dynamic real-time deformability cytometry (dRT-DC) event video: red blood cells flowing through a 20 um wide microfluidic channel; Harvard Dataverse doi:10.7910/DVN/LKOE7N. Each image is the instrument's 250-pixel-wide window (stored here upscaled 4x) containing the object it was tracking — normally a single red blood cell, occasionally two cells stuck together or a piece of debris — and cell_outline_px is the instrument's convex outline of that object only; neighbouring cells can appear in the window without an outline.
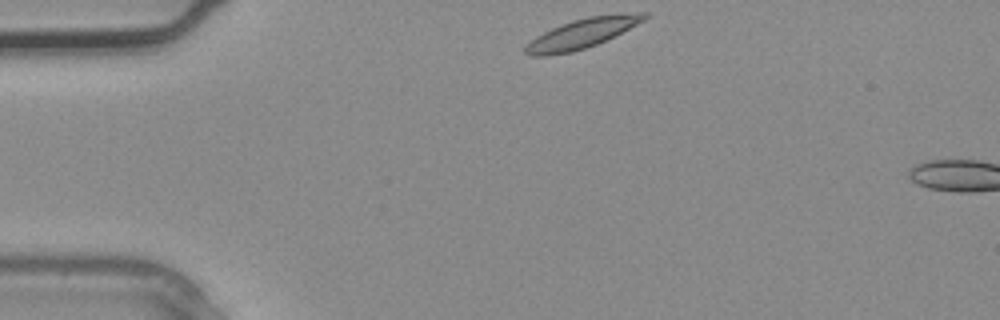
{"species": "common noctule bat (a hibernating species)", "species_latin": "Nyctalus noctula", "temperature_condition": "warm", "stored_images_in_passage": 2, "camera_frame_rate_fps": 3000, "um_per_image_px": 0.085, "animal": {"sex": "male", "body_mass_g": 20.4}, "frame": {"image": 1, "passage_image": 1, "time_ms": 0.0, "image_size_px": [1000, 320], "cell_outline_px": [[648, 16], [644, 20], [596, 44], [572, 52], [548, 56], [528, 56], [524, 52], [524, 44], [536, 36], [560, 24], [572, 20], [588, 16], [636, 12], [648, 12]], "centroid_in_image_um": [49.39, 2.85], "position_along_channel_um": 35.6, "area_um2": 20.4}}